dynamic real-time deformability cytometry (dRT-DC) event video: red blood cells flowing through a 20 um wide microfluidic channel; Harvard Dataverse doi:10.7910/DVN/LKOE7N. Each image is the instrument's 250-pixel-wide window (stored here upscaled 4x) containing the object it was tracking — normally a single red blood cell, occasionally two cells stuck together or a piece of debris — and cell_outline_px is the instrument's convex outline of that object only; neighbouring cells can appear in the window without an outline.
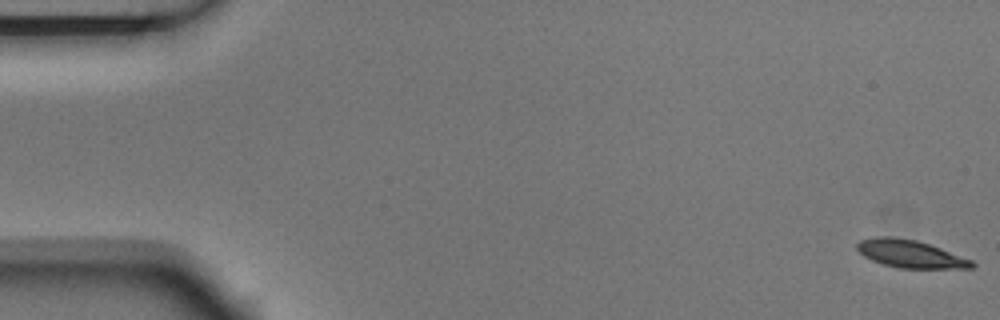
{"species": "Egyptian fruit bat (a non-hibernating species)", "species_latin": "Rousettus aegyptiacus", "temperature_condition": "room temperature", "stored_images_in_passage": 4, "camera_frame_rate_fps": 3000, "um_per_image_px": 0.085, "animal": {"sex": "male"}, "frame": {"image": 1, "passage_image": 1, "time_ms": 0.0, "image_size_px": [1000, 320], "cell_outline_px": [[976, 264], [972, 268], [900, 268], [884, 264], [872, 260], [864, 256], [856, 248], [856, 244], [860, 240], [876, 236], [892, 236], [916, 240], [940, 248], [972, 260]], "centroid_in_image_um": [77.35, 21.57], "position_along_channel_um": 7.6, "area_um2": 18.38}}
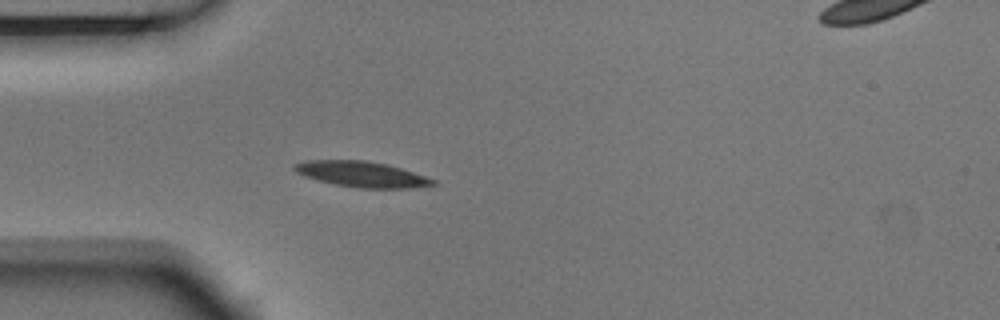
{"frame": {"image": 2, "passage_image": 4, "time_ms": 1.0, "image_size_px": [1000, 320], "cell_outline_px": [[436, 184], [412, 188], [356, 188], [332, 184], [304, 176], [296, 172], [292, 168], [292, 164], [304, 160], [364, 160], [388, 164], [436, 180]], "centroid_in_image_um": [30.68, 14.8], "position_along_channel_um": 54.3, "area_um2": 20.81}}